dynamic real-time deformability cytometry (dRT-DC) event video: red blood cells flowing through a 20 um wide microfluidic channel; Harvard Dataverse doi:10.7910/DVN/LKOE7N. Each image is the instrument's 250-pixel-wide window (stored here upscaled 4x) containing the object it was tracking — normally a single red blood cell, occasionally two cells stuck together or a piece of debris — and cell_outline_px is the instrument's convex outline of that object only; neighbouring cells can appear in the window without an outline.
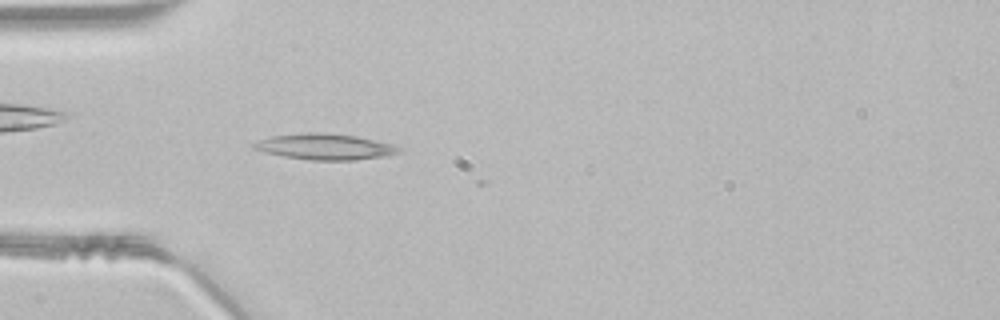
{"species": "common noctule bat (a hibernating species)", "species_latin": "Nyctalus noctula", "temperature_condition": "room temperature", "stored_images_in_passage": 9, "camera_frame_rate_fps": 3000, "um_per_image_px": 0.085, "animal": {"sex": "male", "body_mass_g": 21.5, "forearm_length_mm": 52.0}, "frame": {"image": 1, "passage_image": 3, "time_ms": 0.667, "image_size_px": [1000, 320], "cell_outline_px": [[404, 152], [388, 156], [356, 160], [308, 160], [284, 156], [252, 148], [252, 144], [260, 140], [272, 136], [304, 132], [328, 132], [356, 136], [392, 144], [404, 148]], "centroid_in_image_um": [27.72, 12.47], "position_along_channel_um": 57.3, "area_um2": 22.14}}
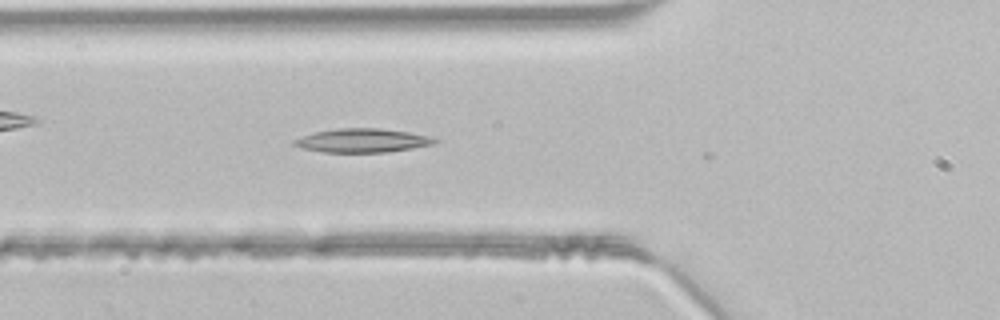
{"frame": {"image": 2, "passage_image": 6, "time_ms": 1.667, "image_size_px": [1000, 320], "cell_outline_px": [[440, 140], [436, 144], [388, 152], [324, 152], [300, 148], [292, 144], [292, 140], [300, 136], [316, 132], [336, 128], [380, 128], [408, 132], [428, 136]], "centroid_in_image_um": [30.78, 11.94], "position_along_channel_um": 95.0, "area_um2": 19.59}}